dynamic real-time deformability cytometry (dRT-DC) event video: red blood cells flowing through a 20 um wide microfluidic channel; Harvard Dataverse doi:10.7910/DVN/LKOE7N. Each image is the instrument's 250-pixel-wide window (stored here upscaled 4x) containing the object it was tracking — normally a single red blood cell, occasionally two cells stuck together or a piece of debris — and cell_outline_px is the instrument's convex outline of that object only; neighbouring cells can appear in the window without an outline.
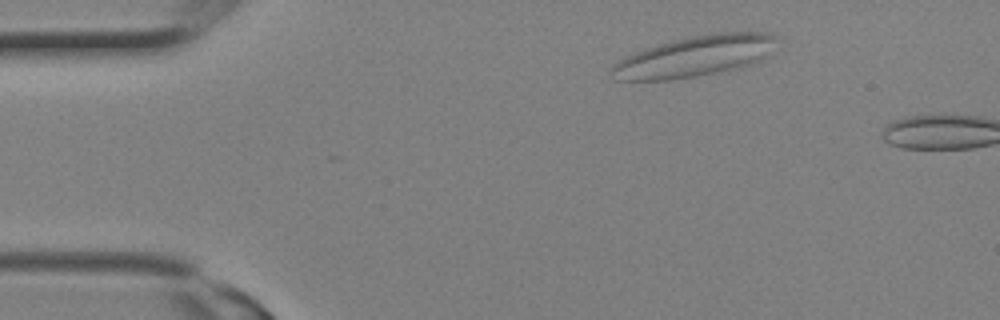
{"species": "Egyptian fruit bat (a non-hibernating species)", "species_latin": "Rousettus aegyptiacus", "temperature_condition": "room temperature", "stored_images_in_passage": 3, "camera_frame_rate_fps": 3000, "um_per_image_px": 0.085, "animal": {"sex": "female"}, "frame": {"image": 1, "passage_image": 3, "time_ms": 0.667, "image_size_px": [1000, 320], "cell_outline_px": [[776, 36], [764, 60], [752, 64], [736, 68], [696, 76], [672, 80], [616, 80], [612, 72], [612, 64], [624, 56], [660, 44], [692, 36], [716, 32], [772, 32]], "centroid_in_image_um": [59.05, 4.79], "position_along_channel_um": 25.9, "area_um2": 38.78}}